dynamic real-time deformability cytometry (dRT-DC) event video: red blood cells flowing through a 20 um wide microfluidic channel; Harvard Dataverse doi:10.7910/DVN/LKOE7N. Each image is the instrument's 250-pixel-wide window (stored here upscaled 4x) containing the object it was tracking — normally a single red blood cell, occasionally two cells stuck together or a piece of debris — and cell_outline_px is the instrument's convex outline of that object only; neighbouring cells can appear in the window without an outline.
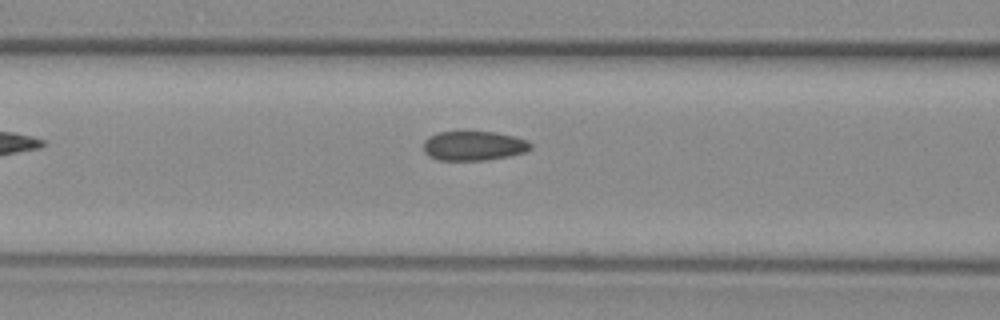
{"species": "common noctule bat (a hibernating species)", "species_latin": "Nyctalus noctula", "temperature_condition": "warm", "stored_images_in_passage": 7, "camera_frame_rate_fps": 3000, "um_per_image_px": 0.085, "animal": {"sex": "female", "body_mass_g": 29.2, "forearm_length_mm": 56.3}, "frame": {"image": 1, "passage_image": 5, "time_ms": 1.333, "image_size_px": [1000, 320], "cell_outline_px": [[532, 148], [524, 152], [508, 156], [484, 160], [440, 160], [428, 156], [424, 152], [424, 140], [428, 136], [440, 132], [496, 132], [528, 140], [532, 144]], "centroid_in_image_um": [40.25, 12.39], "position_along_channel_um": 126.3, "area_um2": 18.32}}